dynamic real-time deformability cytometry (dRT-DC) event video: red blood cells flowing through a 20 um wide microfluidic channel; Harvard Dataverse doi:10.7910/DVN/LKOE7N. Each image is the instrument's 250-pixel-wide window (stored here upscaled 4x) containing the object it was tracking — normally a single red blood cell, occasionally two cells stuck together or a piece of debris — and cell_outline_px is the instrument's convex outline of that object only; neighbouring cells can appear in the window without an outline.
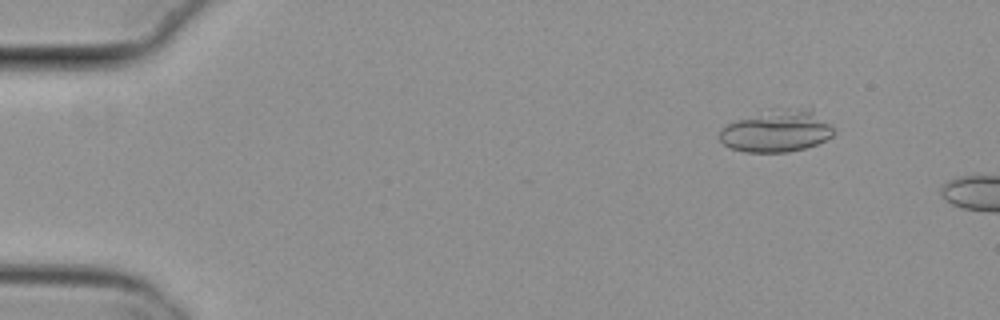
{"species": "common noctule bat (a hibernating species)", "species_latin": "Nyctalus noctula", "temperature_condition": "cold", "stored_images_in_passage": 4, "camera_frame_rate_fps": 3000, "um_per_image_px": 0.085, "animal": {"sex": "female", "body_mass_g": 29.2, "forearm_length_mm": 56.3}, "frame": {"image": 1, "passage_image": 2, "time_ms": 0.333, "image_size_px": [1000, 320], "cell_outline_px": [[836, 132], [832, 136], [816, 144], [804, 148], [788, 152], [744, 152], [732, 148], [724, 144], [720, 140], [720, 128], [736, 120], [788, 108], [812, 108]], "centroid_in_image_um": [66.04, 11.17], "position_along_channel_um": 19.0, "area_um2": 27.22}}